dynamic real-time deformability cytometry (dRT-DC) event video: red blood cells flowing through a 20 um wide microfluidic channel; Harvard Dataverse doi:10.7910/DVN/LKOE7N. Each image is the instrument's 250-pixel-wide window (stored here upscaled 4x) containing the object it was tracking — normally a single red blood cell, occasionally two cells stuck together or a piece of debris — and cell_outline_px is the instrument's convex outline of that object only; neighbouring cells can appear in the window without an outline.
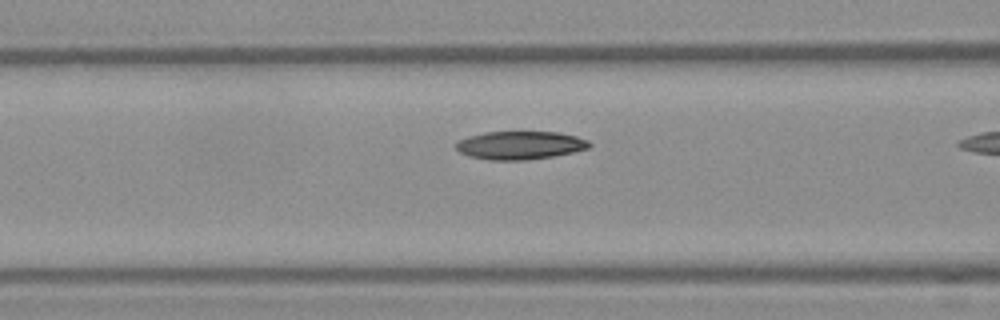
{"species": "Egyptian fruit bat (a non-hibernating species)", "species_latin": "Rousettus aegyptiacus", "temperature_condition": "warm", "stored_images_in_passage": 6, "camera_frame_rate_fps": 3000, "um_per_image_px": 0.085, "frame": {"image": 1, "passage_image": 5, "time_ms": 1.333, "image_size_px": [1000, 320], "cell_outline_px": [[592, 144], [588, 148], [572, 152], [552, 156], [524, 160], [488, 160], [468, 156], [460, 152], [456, 148], [456, 140], [468, 136], [484, 132], [556, 132], [576, 136], [588, 140]], "centroid_in_image_um": [44.16, 12.34], "position_along_channel_um": 122.4, "area_um2": 21.91}}